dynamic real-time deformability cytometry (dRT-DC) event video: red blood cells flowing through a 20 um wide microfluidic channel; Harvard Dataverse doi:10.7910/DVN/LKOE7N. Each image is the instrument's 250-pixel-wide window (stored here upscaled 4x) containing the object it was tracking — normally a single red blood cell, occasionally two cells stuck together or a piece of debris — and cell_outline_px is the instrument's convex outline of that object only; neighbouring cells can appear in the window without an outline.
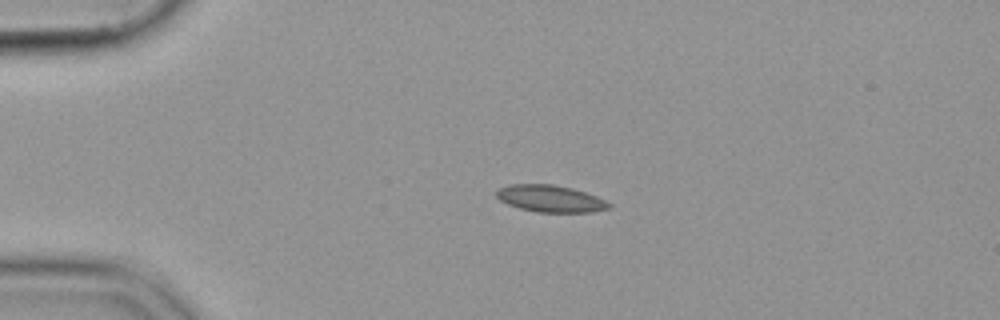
{"species": "common noctule bat (a hibernating species)", "species_latin": "Nyctalus noctula", "temperature_condition": "cold", "stored_images_in_passage": 43, "camera_frame_rate_fps": 3000, "um_per_image_px": 0.085, "animal": {"sex": "female", "body_mass_g": 19.9}, "frame": {"image": 1, "passage_image": 1, "time_ms": 0.0, "image_size_px": [1000, 320], "cell_outline_px": [[612, 208], [592, 212], [536, 212], [520, 208], [508, 204], [500, 200], [496, 196], [496, 188], [512, 184], [552, 184], [572, 188], [596, 196], [612, 204]], "centroid_in_image_um": [46.78, 16.88], "position_along_channel_um": 38.2, "area_um2": 17.69}}
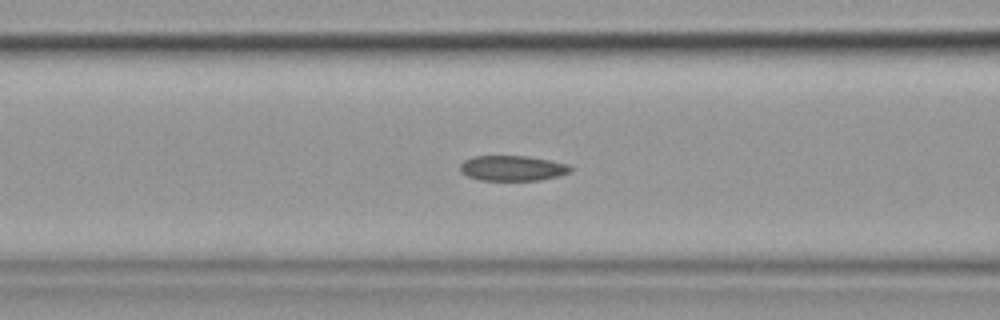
{"frame": {"image": 2, "passage_image": 11, "time_ms": 3.333, "image_size_px": [1000, 320], "cell_outline_px": [[572, 172], [560, 176], [540, 180], [480, 180], [468, 176], [460, 172], [460, 164], [464, 160], [472, 156], [528, 156], [568, 164], [572, 168]], "centroid_in_image_um": [43.57, 14.3], "position_along_channel_um": 123.0, "area_um2": 16.36}}
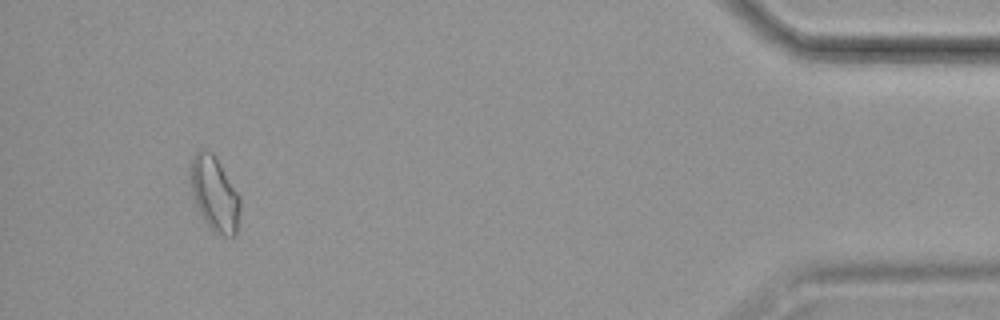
{"frame": {"image": 3, "passage_image": 40, "time_ms": 13.0, "image_size_px": [1000, 320], "cell_outline_px": [[240, 212], [236, 236], [224, 236], [212, 232], [204, 220], [192, 196], [188, 172], [188, 168], [192, 156], [200, 148], [204, 148], [212, 152], [216, 156], [240, 196]], "centroid_in_image_um": [18.21, 16.44], "position_along_channel_um": 417.0, "area_um2": 22.25}}